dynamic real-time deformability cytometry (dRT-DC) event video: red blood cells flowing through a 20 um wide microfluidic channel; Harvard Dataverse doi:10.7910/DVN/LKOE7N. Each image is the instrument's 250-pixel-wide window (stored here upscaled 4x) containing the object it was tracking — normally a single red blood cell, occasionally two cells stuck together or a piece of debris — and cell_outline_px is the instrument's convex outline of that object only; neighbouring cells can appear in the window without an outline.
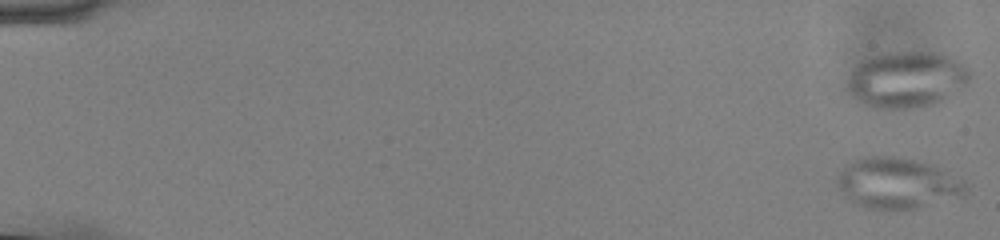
{"species": "common noctule bat (a hibernating species)", "species_latin": "Nyctalus noctula", "temperature_condition": "cold", "stored_images_in_passage": 56, "camera_frame_rate_fps": 3000, "um_per_image_px": 0.085, "animal": {"sex": "male", "body_mass_g": 13.0, "forearm_length_mm": 53.1}, "frame": {"image": 1, "passage_image": 1, "time_ms": 0.0, "image_size_px": [1000, 240], "cell_outline_px": [[968, 192], [964, 196], [916, 208], [868, 208], [856, 204], [844, 196], [836, 184], [836, 176], [848, 164], [864, 156], [892, 156], [932, 164], [964, 180], [968, 188]], "centroid_in_image_um": [76.29, 15.57], "position_along_channel_um": 8.7, "area_um2": 37.86}}
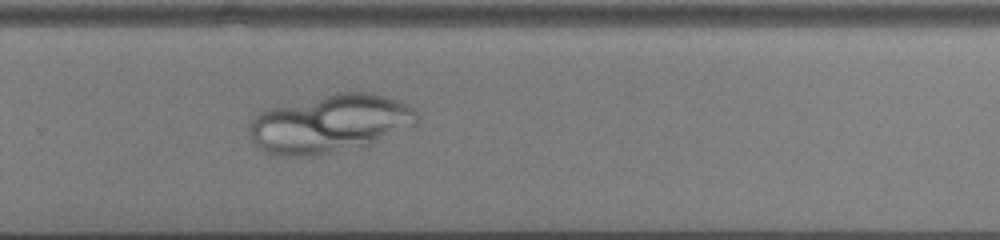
{"frame": {"image": 2, "passage_image": 39, "time_ms": 12.667, "image_size_px": [1000, 240], "cell_outline_px": [[420, 116], [416, 124], [364, 148], [308, 156], [276, 156], [260, 148], [252, 140], [248, 132], [248, 124], [264, 108], [336, 92], [372, 92], [408, 104], [416, 108]], "centroid_in_image_um": [28.05, 10.51], "position_along_channel_um": 301.7, "area_um2": 57.74}}
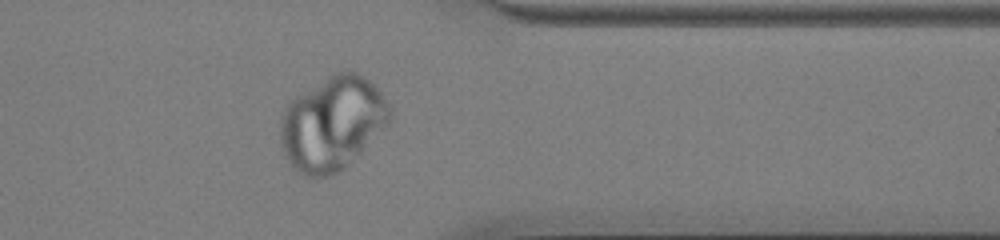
{"frame": {"image": 3, "passage_image": 46, "time_ms": 15.0, "image_size_px": [1000, 240], "cell_outline_px": [[392, 120], [340, 172], [328, 176], [304, 176], [296, 172], [284, 156], [280, 140], [280, 120], [284, 108], [296, 96], [336, 72], [348, 68], [364, 76], [380, 92], [392, 108]], "centroid_in_image_um": [28.25, 10.49], "position_along_channel_um": 383.2, "area_um2": 59.82}}